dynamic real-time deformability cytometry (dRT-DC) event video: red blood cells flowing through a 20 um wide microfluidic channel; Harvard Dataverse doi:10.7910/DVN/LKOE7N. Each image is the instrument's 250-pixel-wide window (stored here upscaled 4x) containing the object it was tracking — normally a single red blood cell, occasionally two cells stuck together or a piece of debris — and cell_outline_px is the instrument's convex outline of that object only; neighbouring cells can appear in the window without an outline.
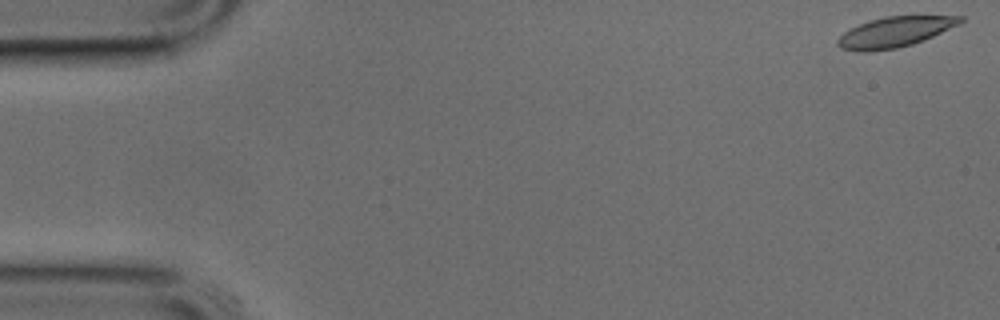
{"species": "common noctule bat (a hibernating species)", "species_latin": "Nyctalus noctula", "temperature_condition": "cold", "stored_images_in_passage": 5, "camera_frame_rate_fps": 3000, "um_per_image_px": 0.085, "animal": {"sex": "male", "body_mass_g": 17.9, "forearm_length_mm": 54.2}, "frame": {"image": 1, "passage_image": 1, "time_ms": 0.0, "image_size_px": [1000, 320], "cell_outline_px": [[964, 20], [960, 24], [924, 40], [912, 44], [896, 48], [872, 52], [856, 52], [840, 48], [836, 44], [836, 40], [844, 32], [868, 20], [884, 16], [920, 12], [964, 16]], "centroid_in_image_um": [76.15, 2.66], "position_along_channel_um": 8.8, "area_um2": 22.95}}